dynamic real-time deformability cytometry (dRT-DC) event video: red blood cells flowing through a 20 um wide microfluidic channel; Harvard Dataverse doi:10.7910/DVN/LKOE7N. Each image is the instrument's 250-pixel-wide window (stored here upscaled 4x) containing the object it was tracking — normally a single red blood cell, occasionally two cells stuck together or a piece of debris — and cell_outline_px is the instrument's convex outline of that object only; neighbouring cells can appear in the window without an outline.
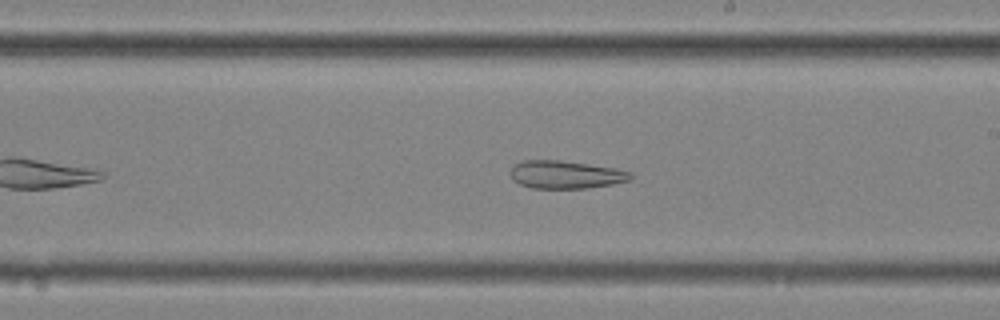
{"species": "common noctule bat (a hibernating species)", "species_latin": "Nyctalus noctula", "temperature_condition": "cold", "stored_images_in_passage": 36, "camera_frame_rate_fps": 3000, "um_per_image_px": 0.085, "animal": {"sex": "female", "body_mass_g": 25.1}, "frame": {"image": 1, "passage_image": 21, "time_ms": 6.667, "image_size_px": [1000, 320], "cell_outline_px": [[632, 180], [612, 184], [588, 188], [532, 188], [520, 184], [512, 180], [508, 172], [512, 164], [524, 160], [560, 160], [588, 164], [612, 168], [632, 172]], "centroid_in_image_um": [48.02, 14.84], "position_along_channel_um": 241.0, "area_um2": 19.71}, "authors_computed_cell_mechanics": {"area_um2": 23.987, "velocity_mm_per_s": 3.6078, "shape_relaxation_time_tau1_ms": null, "shape_relaxation_time_tau2_ms": 3.8864, "deformation_change_tau1": null, "deformation_change_tau2": 0.1242}}